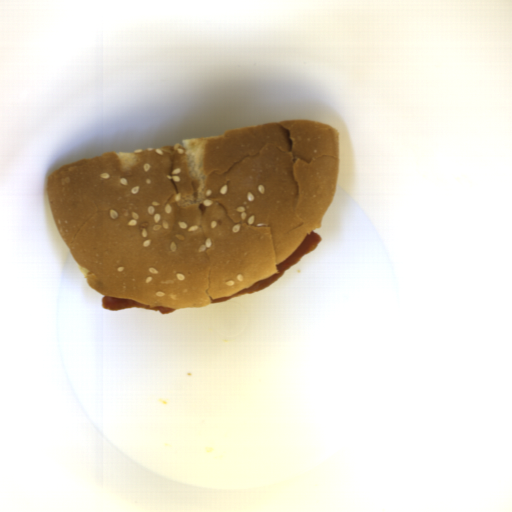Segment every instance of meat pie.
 <instances>
[{"label":"meat pie","mask_w":512,"mask_h":512,"mask_svg":"<svg viewBox=\"0 0 512 512\" xmlns=\"http://www.w3.org/2000/svg\"><path fill=\"white\" fill-rule=\"evenodd\" d=\"M320 240H322V237L315 231L310 234H307L299 243V245L295 248V250L289 256H287L282 262L276 265L277 274H272L264 281H256L251 287L240 290L233 295L227 297H217L213 299L210 304L224 303L233 298H237L242 295H251L266 289L271 284L276 282L280 277H282L288 269H290L296 263L301 261L304 255L315 250L318 247Z\"/></svg>","instance_id":"meat-pie-1"},{"label":"meat pie","mask_w":512,"mask_h":512,"mask_svg":"<svg viewBox=\"0 0 512 512\" xmlns=\"http://www.w3.org/2000/svg\"><path fill=\"white\" fill-rule=\"evenodd\" d=\"M103 308L105 310L110 311H116L120 309L125 308H142L147 310H153V311H159L162 313H170L176 310V308H170V307H164V306H158V305H148V304H142L137 303L117 297H111V296H103L101 298Z\"/></svg>","instance_id":"meat-pie-2"}]
</instances>
